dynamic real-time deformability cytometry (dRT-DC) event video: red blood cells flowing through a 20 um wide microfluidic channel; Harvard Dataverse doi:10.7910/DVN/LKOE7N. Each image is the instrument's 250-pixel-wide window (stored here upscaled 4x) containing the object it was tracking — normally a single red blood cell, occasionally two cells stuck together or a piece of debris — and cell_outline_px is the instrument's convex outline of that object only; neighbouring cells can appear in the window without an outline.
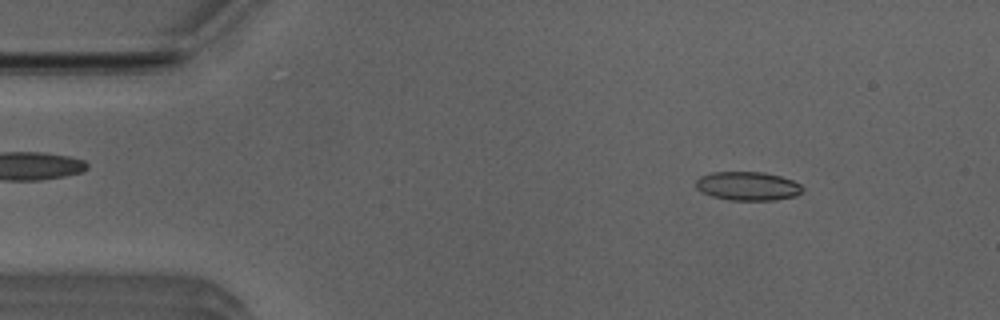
{"species": "Egyptian fruit bat (a non-hibernating species)", "species_latin": "Rousettus aegyptiacus", "temperature_condition": "room temperature", "stored_images_in_passage": 44, "camera_frame_rate_fps": 3000, "um_per_image_px": 0.085, "animal": {"sex": "male"}, "frame": {"image": 1, "passage_image": 1, "time_ms": 0.0, "image_size_px": [1000, 320], "cell_outline_px": [[804, 188], [796, 196], [772, 200], [728, 200], [712, 196], [700, 192], [696, 188], [696, 180], [700, 176], [712, 172], [764, 172], [780, 176], [792, 180], [800, 184]], "centroid_in_image_um": [63.53, 15.81], "position_along_channel_um": 21.5, "area_um2": 17.92}}
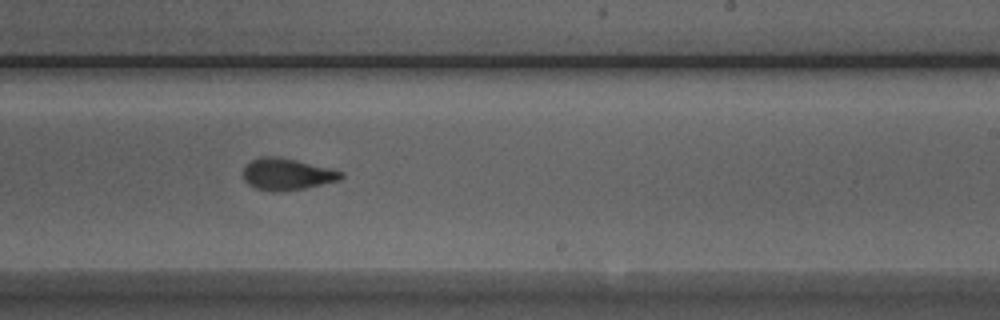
{"frame": {"image": 2, "passage_image": 25, "time_ms": 8.0, "image_size_px": [1000, 320], "cell_outline_px": [[344, 176], [340, 180], [304, 188], [284, 192], [272, 192], [256, 188], [248, 184], [244, 180], [244, 168], [252, 160], [260, 156], [276, 156], [296, 160], [332, 168], [344, 172]], "centroid_in_image_um": [24.42, 14.81], "position_along_channel_um": 264.6, "area_um2": 18.21}}
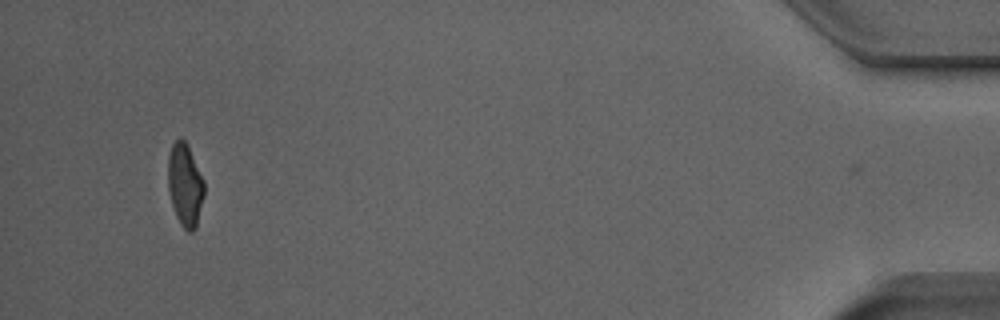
{"frame": {"image": 3, "passage_image": 43, "time_ms": 14.0, "image_size_px": [1000, 320], "cell_outline_px": [[204, 196], [196, 228], [192, 232], [188, 232], [180, 224], [176, 216], [168, 192], [168, 156], [172, 144], [180, 136], [184, 140], [204, 180]], "centroid_in_image_um": [15.72, 15.75], "position_along_channel_um": 419.5, "area_um2": 17.4}, "authors_computed_cell_mechanics": {"area_um2": 17.9758, "velocity_mm_per_s": 3.9608, "shape_relaxation_time_tau1_ms": 4.7369, "shape_relaxation_time_tau2_ms": 1.271, "deformation_change_tau1": 0.175, "deformation_change_tau2": 0.0811}}